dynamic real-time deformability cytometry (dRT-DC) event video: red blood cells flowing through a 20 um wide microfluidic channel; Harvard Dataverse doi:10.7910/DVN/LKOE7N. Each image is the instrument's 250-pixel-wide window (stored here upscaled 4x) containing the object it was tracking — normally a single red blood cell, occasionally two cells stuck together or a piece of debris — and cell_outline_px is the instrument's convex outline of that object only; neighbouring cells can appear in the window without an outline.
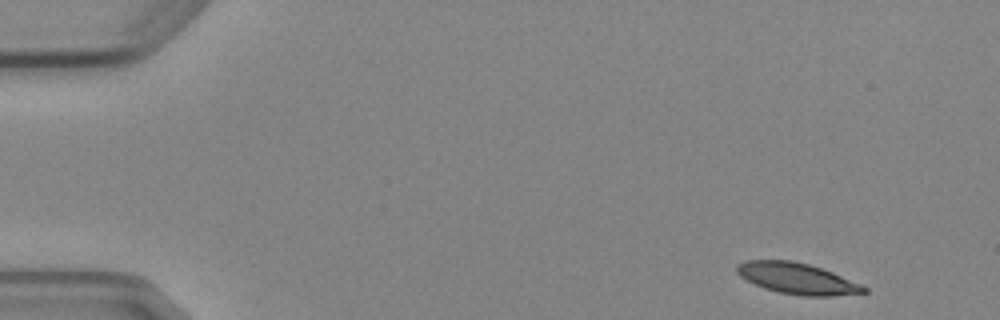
{"species": "Egyptian fruit bat (a non-hibernating species)", "species_latin": "Rousettus aegyptiacus", "temperature_condition": "cold", "stored_images_in_passage": 4, "camera_frame_rate_fps": 3000, "um_per_image_px": 0.085, "animal": {"sex": "female"}, "frame": {"image": 1, "passage_image": 1, "time_ms": 0.0, "image_size_px": [1000, 320], "cell_outline_px": [[868, 292], [832, 296], [804, 296], [780, 292], [764, 288], [740, 276], [736, 272], [736, 264], [744, 260], [792, 260], [808, 264], [832, 272], [860, 284], [868, 288]], "centroid_in_image_um": [67.74, 23.66], "position_along_channel_um": 17.3, "area_um2": 22.83}}
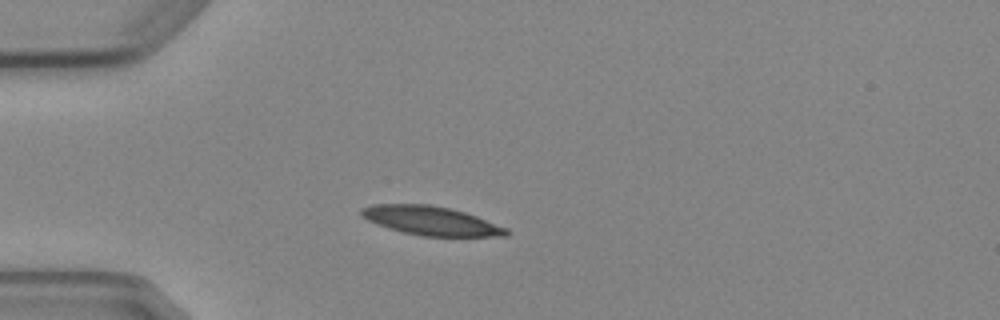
{"frame": {"image": 2, "passage_image": 4, "time_ms": 3.333, "image_size_px": [1000, 320], "cell_outline_px": [[512, 232], [508, 236], [420, 236], [388, 228], [376, 224], [360, 216], [360, 208], [372, 204], [428, 204], [448, 208], [464, 212], [476, 216], [508, 228]], "centroid_in_image_um": [36.63, 18.76], "position_along_channel_um": 48.4, "area_um2": 24.51}}